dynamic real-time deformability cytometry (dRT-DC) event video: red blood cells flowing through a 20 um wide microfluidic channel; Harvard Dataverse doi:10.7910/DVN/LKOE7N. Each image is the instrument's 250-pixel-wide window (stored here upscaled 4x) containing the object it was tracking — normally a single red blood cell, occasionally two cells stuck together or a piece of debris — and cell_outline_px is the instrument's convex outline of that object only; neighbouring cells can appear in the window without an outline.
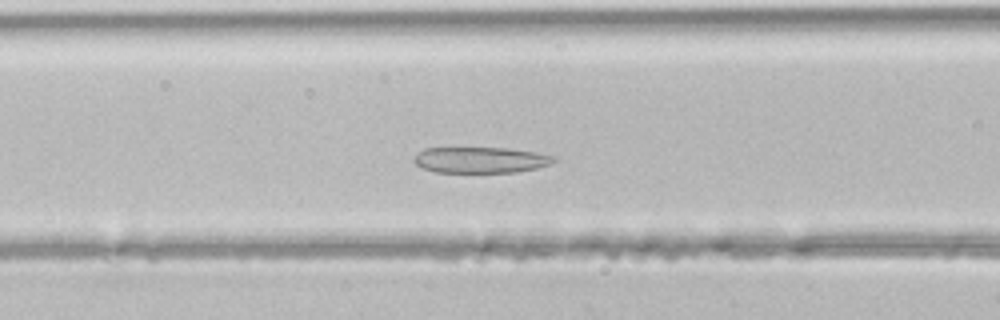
{"species": "common noctule bat (a hibernating species)", "species_latin": "Nyctalus noctula", "temperature_condition": "room temperature", "stored_images_in_passage": 34, "segment_of_instrument_passage": [1, 2], "camera_frame_rate_fps": 3000, "um_per_image_px": 0.085, "animal": {"sex": "male", "body_mass_g": 21.5, "forearm_length_mm": 52.0}, "frame": {"image": 1, "passage_image": 6, "time_ms": 1.667, "image_size_px": [1000, 320], "cell_outline_px": [[556, 160], [552, 164], [536, 168], [516, 172], [436, 172], [424, 168], [416, 164], [412, 160], [416, 152], [424, 148], [508, 148], [536, 152], [556, 156]], "centroid_in_image_um": [40.85, 13.59], "position_along_channel_um": 125.7, "area_um2": 21.27}}
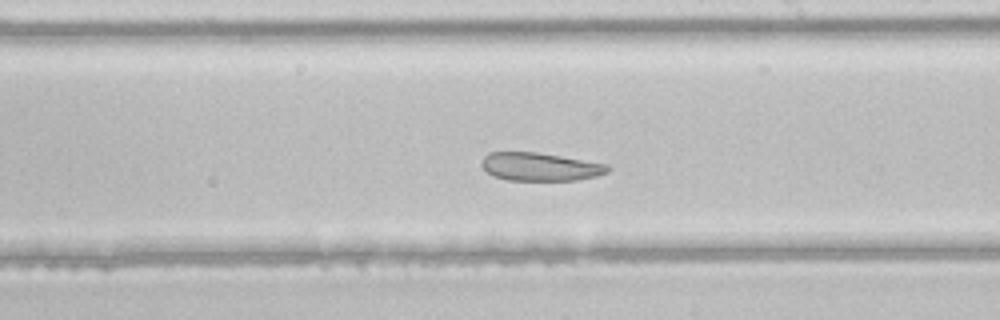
{"frame": {"image": 2, "passage_image": 14, "time_ms": 4.333, "image_size_px": [1000, 320], "cell_outline_px": [[612, 168], [608, 172], [596, 176], [576, 180], [508, 180], [492, 176], [480, 164], [480, 160], [488, 152], [536, 152], [608, 164]], "centroid_in_image_um": [45.89, 14.17], "position_along_channel_um": 243.1, "area_um2": 20.75}}
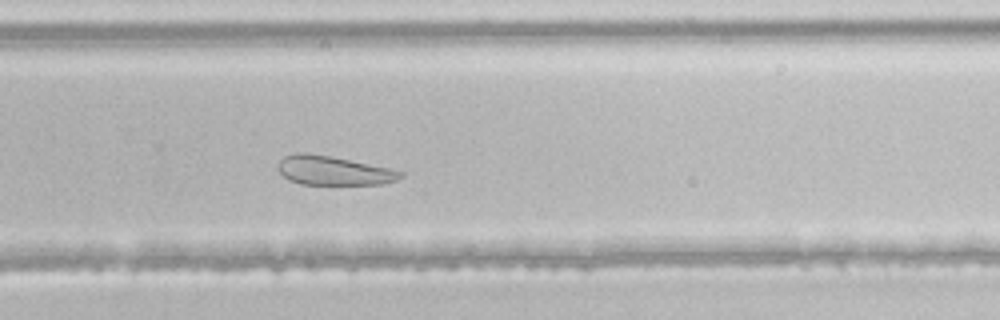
{"frame": {"image": 3, "passage_image": 18, "time_ms": 5.667, "image_size_px": [1000, 320], "cell_outline_px": [[404, 176], [396, 180], [384, 184], [300, 184], [288, 180], [276, 168], [276, 164], [284, 156], [292, 152], [308, 152], [392, 168], [404, 172]], "centroid_in_image_um": [28.32, 14.49], "position_along_channel_um": 301.5, "area_um2": 21.04}}